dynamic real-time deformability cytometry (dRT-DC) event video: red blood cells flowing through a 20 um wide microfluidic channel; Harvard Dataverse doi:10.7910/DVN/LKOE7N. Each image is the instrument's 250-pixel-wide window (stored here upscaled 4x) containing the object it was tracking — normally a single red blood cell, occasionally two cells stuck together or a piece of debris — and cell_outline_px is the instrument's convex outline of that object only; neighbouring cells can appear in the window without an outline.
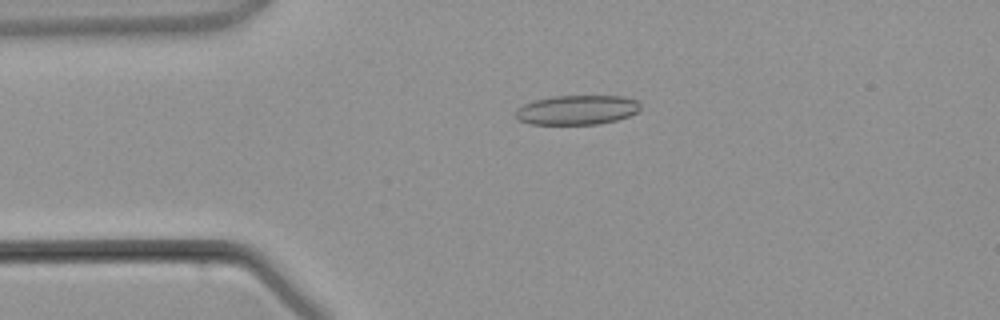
{"species": "common noctule bat (a hibernating species)", "species_latin": "Nyctalus noctula", "temperature_condition": "warm", "stored_images_in_passage": 3, "camera_frame_rate_fps": 3000, "um_per_image_px": 0.085, "animal": {"sex": "male", "body_mass_g": 21.5, "forearm_length_mm": 52.0}, "frame": {"image": 1, "passage_image": 3, "time_ms": 3.333, "image_size_px": [1000, 320], "cell_outline_px": [[640, 108], [636, 112], [628, 116], [616, 120], [600, 124], [532, 124], [516, 120], [516, 108], [524, 104], [536, 100], [552, 96], [624, 96], [636, 100], [640, 104]], "centroid_in_image_um": [49.03, 9.34], "position_along_channel_um": 36.0, "area_um2": 21.44}}